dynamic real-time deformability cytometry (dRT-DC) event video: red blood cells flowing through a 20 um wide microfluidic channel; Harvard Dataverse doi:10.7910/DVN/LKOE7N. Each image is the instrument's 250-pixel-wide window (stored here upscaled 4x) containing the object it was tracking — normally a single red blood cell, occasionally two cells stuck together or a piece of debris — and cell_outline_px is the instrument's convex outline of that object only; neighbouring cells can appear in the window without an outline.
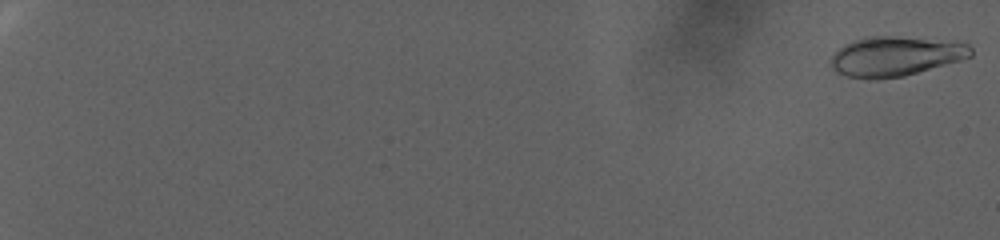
{"species": "human", "species_latin": "Homo sapiens", "temperature_condition": "warm", "stored_images_in_passage": 100, "camera_frame_rate_fps": 3000, "um_per_image_px": 0.085, "donor": {"sex": "female"}, "frame": {"image": 1, "passage_image": 2, "time_ms": 0.333, "image_size_px": [1000, 240], "cell_outline_px": [[972, 56], [960, 60], [904, 76], [876, 80], [872, 80], [848, 76], [836, 72], [828, 64], [828, 60], [844, 44], [864, 36], [892, 36], [968, 44], [972, 48]], "centroid_in_image_um": [76.02, 4.8], "position_along_channel_um": 9.0, "area_um2": 32.14}}
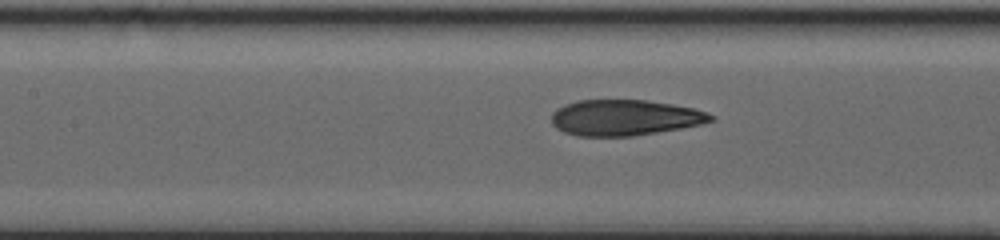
{"frame": {"image": 2, "passage_image": 56, "time_ms": 18.333, "image_size_px": [1000, 240], "cell_outline_px": [[716, 120], [700, 124], [680, 128], [632, 136], [576, 136], [564, 132], [556, 128], [552, 124], [552, 112], [556, 108], [564, 104], [576, 100], [648, 100], [672, 104], [692, 108], [708, 112], [716, 116]], "centroid_in_image_um": [53.09, 9.99], "position_along_channel_um": 154.3, "area_um2": 33.41}}
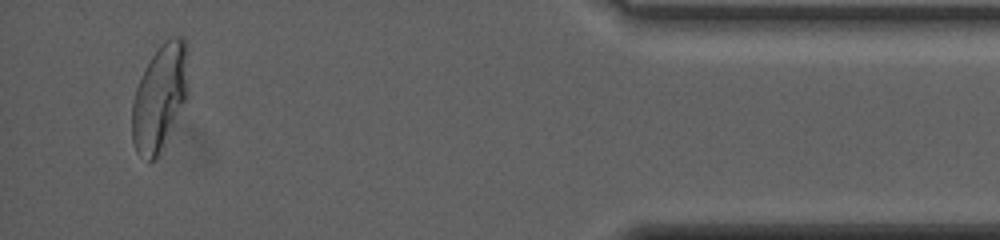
{"frame": {"image": 3, "passage_image": 97, "time_ms": 32.0, "image_size_px": [1000, 240], "cell_outline_px": [[188, 100], [164, 148], [148, 164], [136, 152], [132, 140], [132, 100], [136, 88], [144, 68], [152, 56], [164, 40], [172, 36], [184, 36], [188, 52]], "centroid_in_image_um": [13.61, 8.3], "position_along_channel_um": 421.6, "area_um2": 35.89}, "authors_computed_cell_mechanics": {"area_um2": 33.6396, "velocity_mm_per_s": 2.2926, "shape_relaxation_time_tau1_ms": 9.8672, "shape_relaxation_time_tau2_ms": null, "deformation_change_tau1": 0.2724, "deformation_change_tau2": null}}